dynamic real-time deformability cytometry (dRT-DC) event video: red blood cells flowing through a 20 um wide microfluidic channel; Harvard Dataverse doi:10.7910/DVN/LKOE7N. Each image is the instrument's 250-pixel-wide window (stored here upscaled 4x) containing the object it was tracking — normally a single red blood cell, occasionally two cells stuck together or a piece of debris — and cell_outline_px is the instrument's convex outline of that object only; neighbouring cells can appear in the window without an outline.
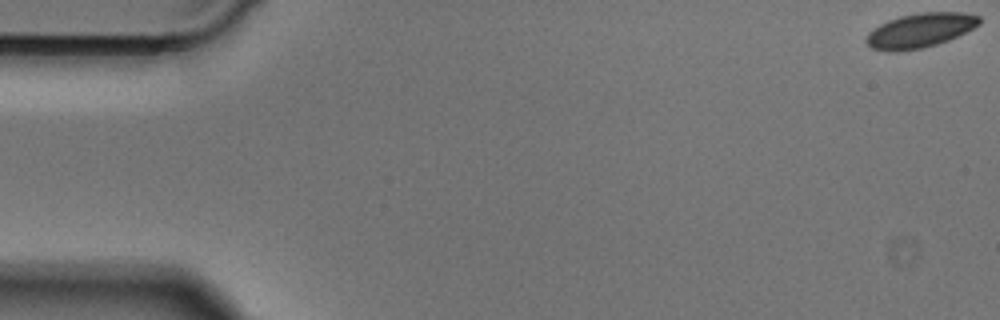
{"species": "Egyptian fruit bat (a non-hibernating species)", "species_latin": "Rousettus aegyptiacus", "temperature_condition": "cold", "stored_images_in_passage": 11, "camera_frame_rate_fps": 3000, "um_per_image_px": 0.085, "animal": {"sex": "male"}, "frame": {"image": 1, "passage_image": 1, "time_ms": 0.0, "image_size_px": [1000, 320], "cell_outline_px": [[980, 24], [948, 40], [936, 44], [920, 48], [896, 52], [888, 52], [872, 48], [864, 40], [868, 32], [880, 24], [888, 20], [900, 16], [920, 12], [964, 12], [980, 16]], "centroid_in_image_um": [78.17, 2.58], "position_along_channel_um": 6.8, "area_um2": 22.6}}